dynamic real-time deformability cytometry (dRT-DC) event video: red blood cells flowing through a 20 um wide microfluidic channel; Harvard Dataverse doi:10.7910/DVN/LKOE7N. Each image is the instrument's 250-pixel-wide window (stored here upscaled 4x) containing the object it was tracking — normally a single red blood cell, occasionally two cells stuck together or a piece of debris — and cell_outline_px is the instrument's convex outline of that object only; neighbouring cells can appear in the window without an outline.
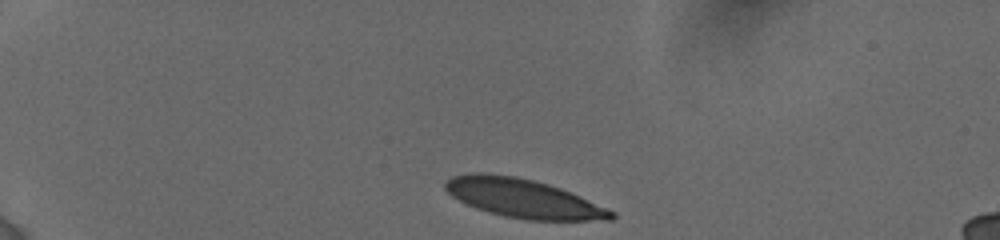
{"species": "human", "species_latin": "Homo sapiens", "temperature_condition": "cold", "stored_images_in_passage": 11, "camera_frame_rate_fps": 3000, "um_per_image_px": 0.085, "donor": {"sex": "female"}, "frame": {"image": 1, "passage_image": 1, "time_ms": 0.0, "image_size_px": [1000, 240], "cell_outline_px": [[616, 216], [612, 220], [528, 220], [504, 216], [488, 212], [476, 208], [452, 196], [444, 188], [444, 184], [452, 176], [512, 176], [532, 180], [548, 184], [560, 188], [608, 208], [616, 212]], "centroid_in_image_um": [44.59, 16.92], "position_along_channel_um": 40.4, "area_um2": 36.3}}
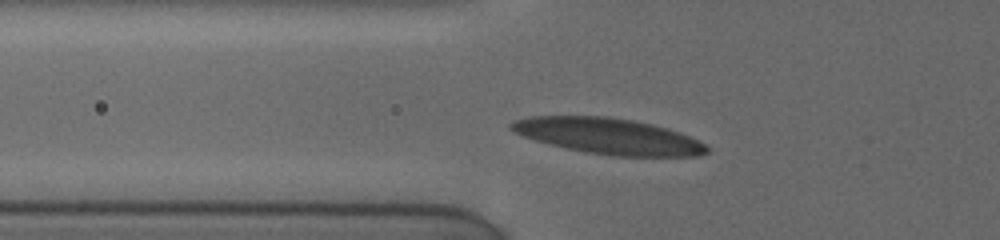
{"frame": {"image": 2, "passage_image": 7, "time_ms": 2.667, "image_size_px": [1000, 240], "cell_outline_px": [[708, 152], [696, 156], [612, 156], [584, 152], [548, 144], [512, 132], [508, 128], [508, 124], [516, 120], [528, 116], [608, 116], [632, 120], [652, 124], [668, 128], [680, 132], [704, 144], [708, 148]], "centroid_in_image_um": [51.67, 11.56], "position_along_channel_um": 74.1, "area_um2": 40.92}}
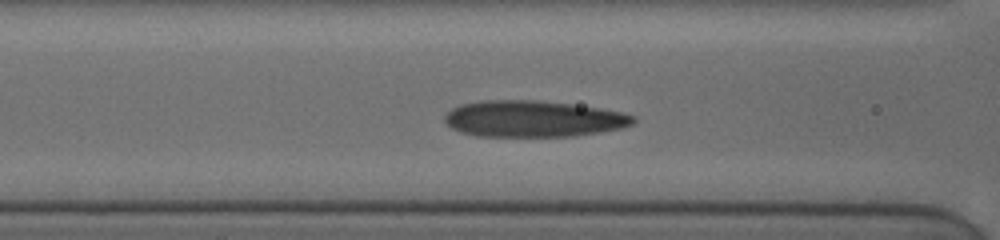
{"frame": {"image": 3, "passage_image": 10, "time_ms": 4.0, "image_size_px": [1000, 240], "cell_outline_px": [[636, 120], [632, 124], [624, 128], [572, 136], [476, 136], [460, 132], [452, 128], [444, 120], [444, 116], [452, 108], [460, 104], [480, 100], [532, 100], [568, 104], [596, 108], [620, 112], [632, 116]], "centroid_in_image_um": [45.26, 10.1], "position_along_channel_um": 121.3, "area_um2": 39.65}}